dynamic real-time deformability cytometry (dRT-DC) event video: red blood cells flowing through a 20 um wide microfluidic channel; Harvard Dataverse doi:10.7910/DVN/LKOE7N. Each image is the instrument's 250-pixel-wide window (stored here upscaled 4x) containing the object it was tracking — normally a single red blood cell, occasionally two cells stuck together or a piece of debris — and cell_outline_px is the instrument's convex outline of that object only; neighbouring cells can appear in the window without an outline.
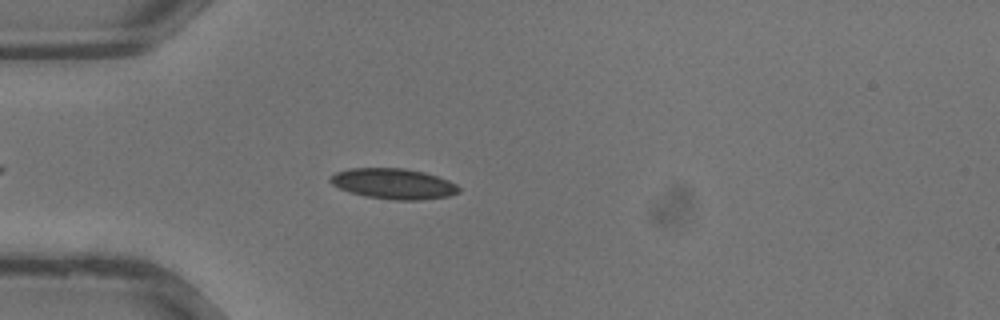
{"species": "common noctule bat (a hibernating species)", "species_latin": "Nyctalus noctula", "temperature_condition": "warm", "stored_images_in_passage": 22, "camera_frame_rate_fps": 3000, "um_per_image_px": 0.085, "animal": {"sex": "male", "body_mass_g": 13.3}, "frame": {"image": 1, "passage_image": 1, "time_ms": 0.0, "image_size_px": [1000, 320], "cell_outline_px": [[460, 192], [448, 196], [420, 200], [396, 200], [364, 196], [348, 192], [332, 184], [328, 180], [336, 172], [348, 168], [404, 168], [424, 172], [448, 180], [456, 184], [460, 188]], "centroid_in_image_um": [33.44, 15.62], "position_along_channel_um": 51.6, "area_um2": 22.89}}
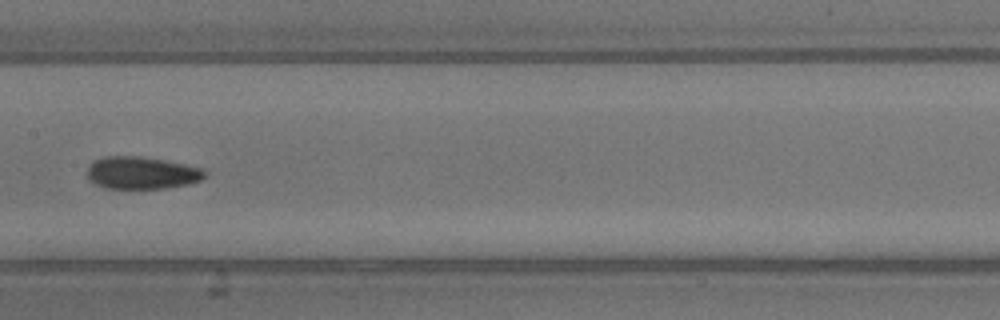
{"frame": {"image": 2, "passage_image": 9, "time_ms": 2.667, "image_size_px": [1000, 320], "cell_outline_px": [[204, 176], [200, 180], [188, 184], [164, 188], [108, 188], [96, 184], [88, 180], [88, 168], [92, 160], [104, 156], [140, 156], [164, 160], [184, 164], [200, 168], [204, 172]], "centroid_in_image_um": [11.98, 14.68], "position_along_channel_um": 195.4, "area_um2": 21.96}}
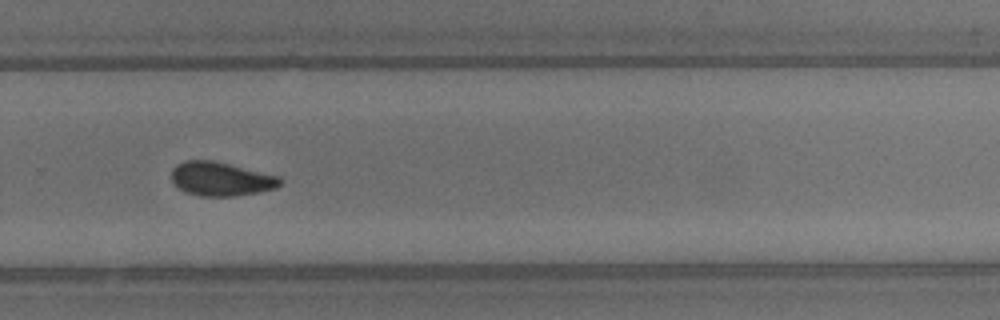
{"frame": {"image": 3, "passage_image": 15, "time_ms": 4.667, "image_size_px": [1000, 320], "cell_outline_px": [[280, 184], [276, 188], [236, 196], [200, 196], [188, 192], [180, 188], [172, 180], [172, 168], [176, 164], [184, 160], [212, 160], [280, 176]], "centroid_in_image_um": [18.77, 15.2], "position_along_channel_um": 311.0, "area_um2": 21.21}}